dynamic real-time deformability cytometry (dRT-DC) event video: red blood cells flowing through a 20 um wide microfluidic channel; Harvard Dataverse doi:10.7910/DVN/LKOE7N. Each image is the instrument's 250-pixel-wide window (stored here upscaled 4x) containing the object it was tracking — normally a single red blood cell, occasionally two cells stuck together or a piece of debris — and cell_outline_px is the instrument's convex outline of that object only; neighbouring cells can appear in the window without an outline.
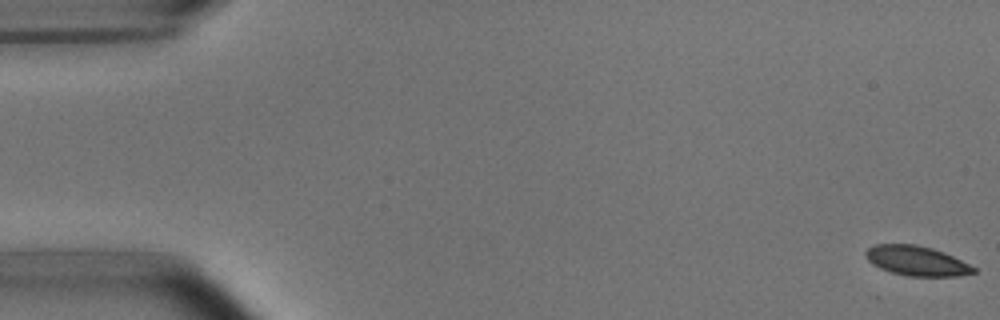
{"species": "common noctule bat (a hibernating species)", "species_latin": "Nyctalus noctula", "temperature_condition": "room temperature", "stored_images_in_passage": 54, "camera_frame_rate_fps": 3000, "um_per_image_px": 0.085, "animal": {"sex": "male", "body_mass_g": 15.6}, "frame": {"image": 1, "passage_image": 1, "time_ms": 0.0, "image_size_px": [1000, 320], "cell_outline_px": [[976, 272], [956, 276], [908, 276], [892, 272], [880, 268], [872, 264], [864, 256], [864, 252], [868, 248], [876, 244], [916, 244], [932, 248], [944, 252], [976, 268]], "centroid_in_image_um": [77.88, 22.16], "position_along_channel_um": 7.1, "area_um2": 18.61}}
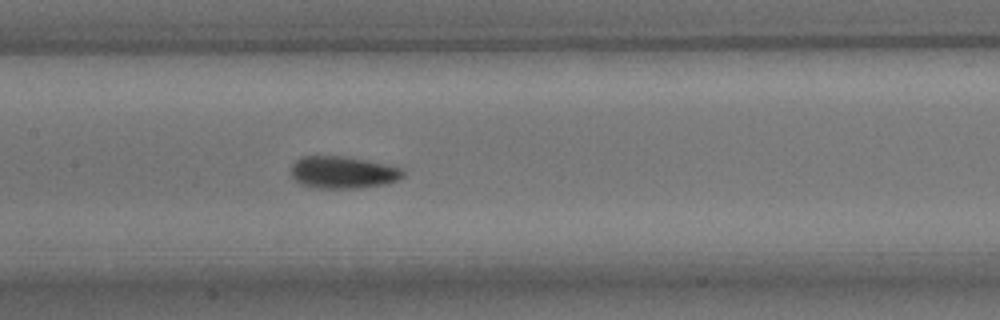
{"frame": {"image": 2, "passage_image": 26, "time_ms": 8.333, "image_size_px": [1000, 320], "cell_outline_px": [[404, 176], [388, 184], [356, 188], [312, 188], [300, 184], [292, 176], [292, 164], [300, 156], [344, 156], [404, 168]], "centroid_in_image_um": [29.14, 14.66], "position_along_channel_um": 178.3, "area_um2": 21.04}}
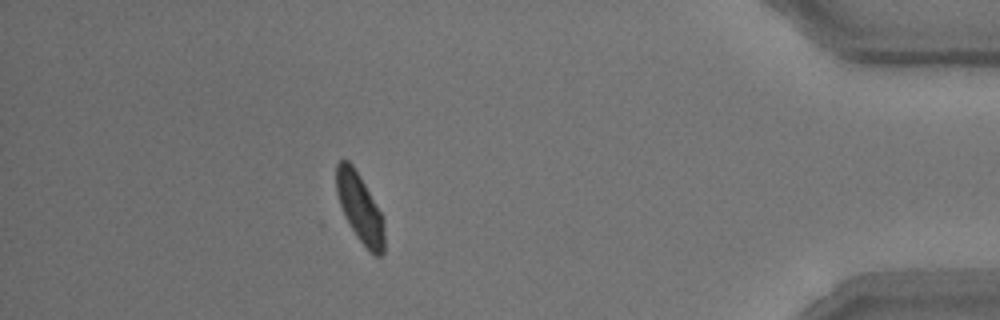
{"frame": {"image": 3, "passage_image": 48, "time_ms": 15.667, "image_size_px": [1000, 320], "cell_outline_px": [[384, 252], [380, 256], [376, 256], [360, 240], [344, 216], [336, 192], [336, 164], [340, 160], [348, 160], [352, 164], [360, 176], [384, 216]], "centroid_in_image_um": [30.6, 17.64], "position_along_channel_um": 404.6, "area_um2": 19.13}, "authors_computed_cell_mechanics": {"area_um2": 20.0277, "velocity_mm_per_s": 3.7369, "shape_relaxation_time_tau1_ms": 2.8959, "shape_relaxation_time_tau2_ms": 1.118, "deformation_change_tau1": 0.0967, "deformation_change_tau2": 0.0462}}